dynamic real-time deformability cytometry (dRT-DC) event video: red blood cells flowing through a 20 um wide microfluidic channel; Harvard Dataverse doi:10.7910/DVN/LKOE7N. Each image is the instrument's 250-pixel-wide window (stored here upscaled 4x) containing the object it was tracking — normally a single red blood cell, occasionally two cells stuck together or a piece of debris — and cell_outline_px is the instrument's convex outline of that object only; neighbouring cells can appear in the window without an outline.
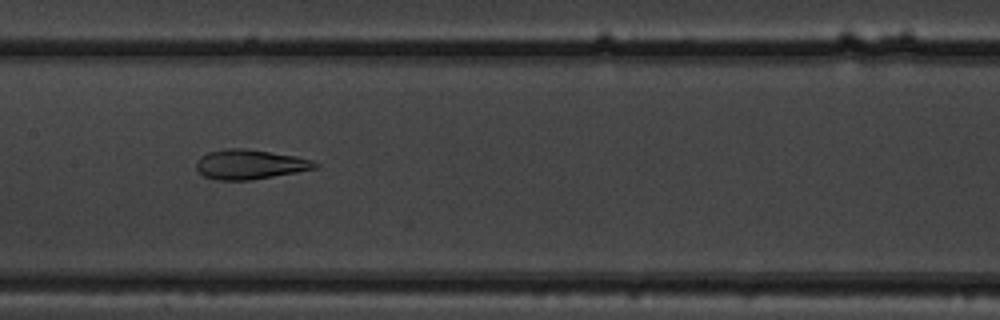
{"species": "common noctule bat (a hibernating species)", "species_latin": "Nyctalus noctula", "temperature_condition": "warm", "stored_images_in_passage": 50, "camera_frame_rate_fps": 3000, "um_per_image_px": 0.085, "animal": {"sex": "male", "body_mass_g": 19.5, "forearm_length_mm": 54.6}, "frame": {"image": 1, "passage_image": 25, "time_ms": 8.0, "image_size_px": [1000, 320], "cell_outline_px": [[320, 164], [316, 168], [296, 172], [252, 180], [216, 180], [204, 176], [196, 168], [196, 160], [200, 156], [208, 152], [224, 148], [244, 148], [296, 156], [312, 160]], "centroid_in_image_um": [21.21, 13.97], "position_along_channel_um": 186.2, "area_um2": 20.58}}
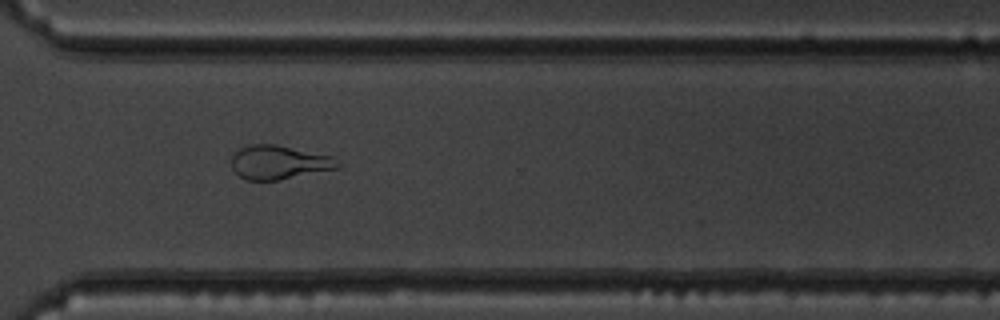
{"frame": {"image": 2, "passage_image": 37, "time_ms": 12.0, "image_size_px": [1000, 320], "cell_outline_px": [[344, 164], [340, 168], [280, 180], [244, 180], [232, 168], [232, 156], [240, 148], [252, 144], [276, 144], [332, 156]], "centroid_in_image_um": [23.77, 13.8], "position_along_channel_um": 346.8, "area_um2": 21.15}}
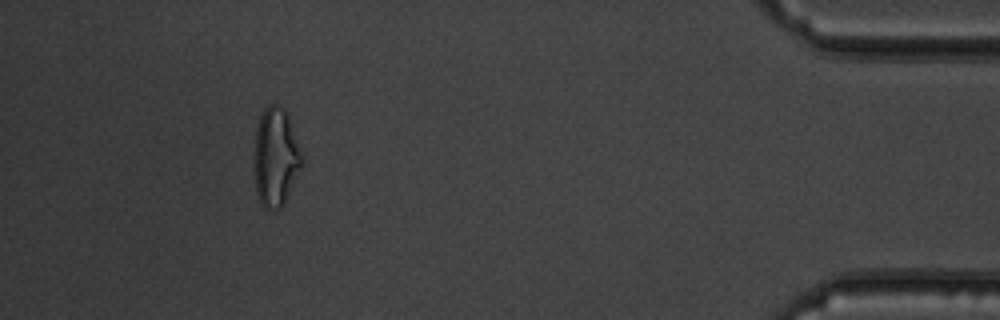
{"frame": {"image": 3, "passage_image": 46, "time_ms": 15.0, "image_size_px": [1000, 320], "cell_outline_px": [[304, 164], [284, 204], [280, 208], [264, 208], [260, 204], [256, 192], [256, 128], [260, 116], [264, 108], [268, 104], [276, 104], [284, 108], [288, 112], [304, 156]], "centroid_in_image_um": [23.5, 13.32], "position_along_channel_um": 411.7, "area_um2": 27.63}, "authors_computed_cell_mechanics": {"area_um2": 25.7788, "velocity_mm_per_s": 4.0335, "shape_relaxation_time_tau1_ms": null, "shape_relaxation_time_tau2_ms": 1.9815, "deformation_change_tau1": null, "deformation_change_tau2": 0.0802}}